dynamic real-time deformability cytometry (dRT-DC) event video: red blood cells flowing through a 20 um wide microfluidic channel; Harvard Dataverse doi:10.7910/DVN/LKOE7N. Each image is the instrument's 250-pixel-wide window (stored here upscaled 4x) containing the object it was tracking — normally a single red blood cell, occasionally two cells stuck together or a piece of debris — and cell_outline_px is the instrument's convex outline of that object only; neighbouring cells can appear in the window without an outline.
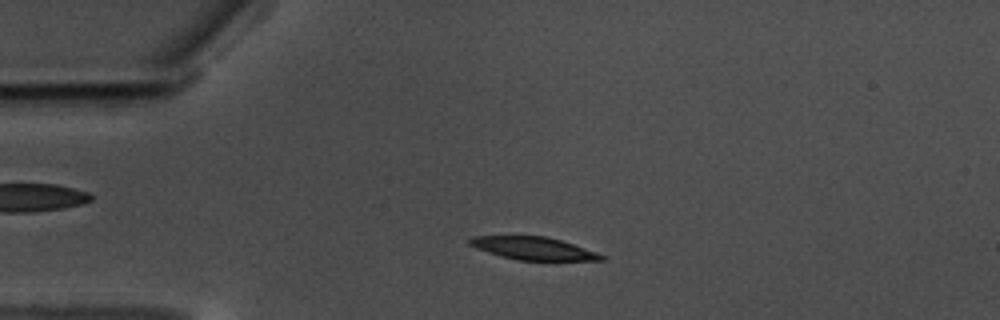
{"species": "common noctule bat (a hibernating species)", "species_latin": "Nyctalus noctula", "temperature_condition": "warm", "stored_images_in_passage": 56, "camera_frame_rate_fps": 3000, "um_per_image_px": 0.085, "animal": {"sex": "male", "body_mass_g": 17.5, "forearm_length_mm": 52.3}, "frame": {"image": 1, "passage_image": 11, "time_ms": 3.333, "image_size_px": [1000, 320], "cell_outline_px": [[604, 260], [516, 260], [488, 252], [476, 248], [468, 244], [468, 240], [472, 236], [512, 232], [544, 236], [560, 240], [596, 252], [604, 256]], "centroid_in_image_um": [45.17, 21.04], "position_along_channel_um": 39.8, "area_um2": 18.21}}
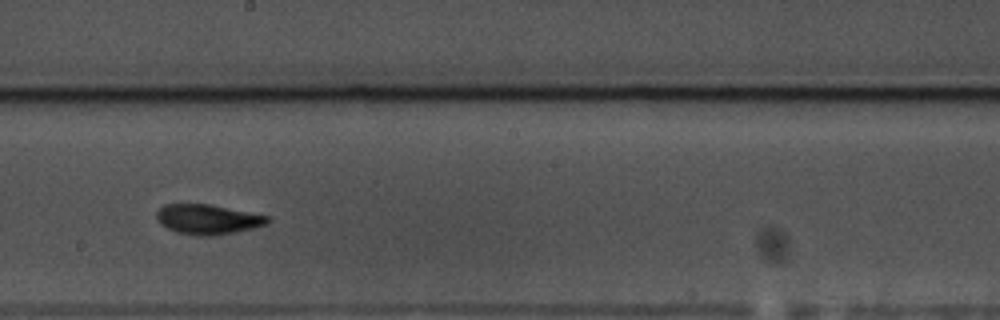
{"frame": {"image": 2, "passage_image": 30, "time_ms": 9.667, "image_size_px": [1000, 320], "cell_outline_px": [[272, 220], [268, 224], [236, 232], [216, 236], [200, 236], [176, 232], [160, 224], [156, 220], [156, 212], [164, 204], [208, 204], [272, 216]], "centroid_in_image_um": [17.69, 18.65], "position_along_channel_um": 230.5, "area_um2": 19.59}}
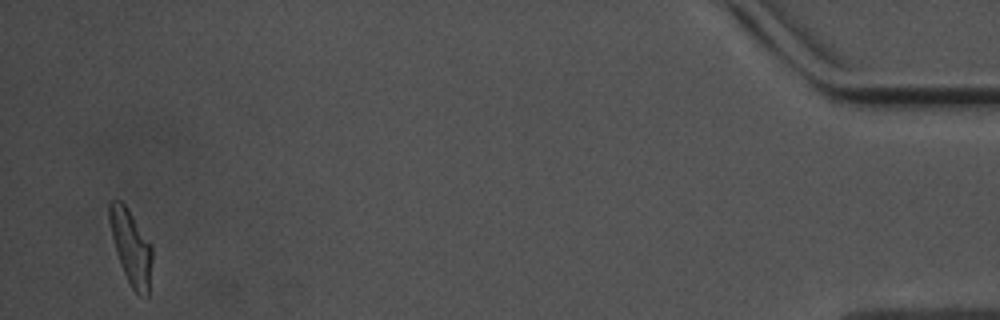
{"frame": {"image": 3, "passage_image": 54, "time_ms": 17.667, "image_size_px": [1000, 320], "cell_outline_px": [[152, 260], [148, 300], [140, 296], [132, 288], [124, 272], [116, 252], [112, 236], [108, 216], [108, 204], [112, 200], [120, 200], [124, 204], [152, 244]], "centroid_in_image_um": [11.15, 21.04], "position_along_channel_um": 424.0, "area_um2": 18.55}, "authors_computed_cell_mechanics": {"area_um2": 18.5538, "velocity_mm_per_s": 3.4866, "shape_relaxation_time_tau1_ms": 3.6147, "shape_relaxation_time_tau2_ms": 2.3783, "deformation_change_tau1": 0.1432, "deformation_change_tau2": 0.0919}}